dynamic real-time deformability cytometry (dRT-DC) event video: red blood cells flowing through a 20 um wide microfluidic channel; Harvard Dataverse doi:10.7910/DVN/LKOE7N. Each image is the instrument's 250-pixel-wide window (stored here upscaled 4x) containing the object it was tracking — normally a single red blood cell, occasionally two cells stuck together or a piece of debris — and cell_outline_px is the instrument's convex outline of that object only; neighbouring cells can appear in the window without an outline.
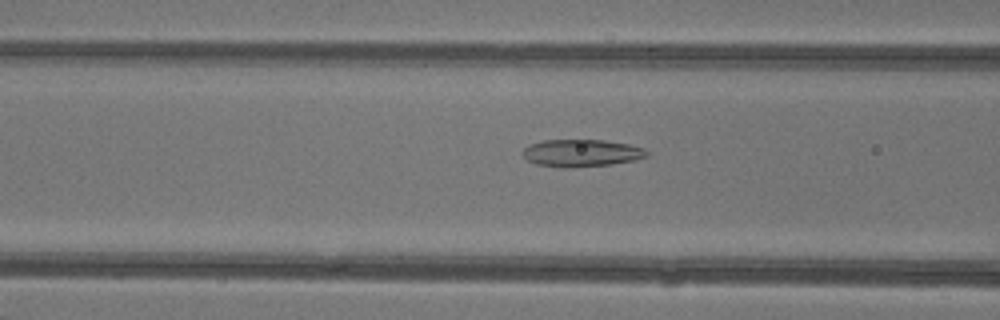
{"species": "common noctule bat (a hibernating species)", "species_latin": "Nyctalus noctula", "temperature_condition": "warm", "stored_images_in_passage": 48, "camera_frame_rate_fps": 3000, "um_per_image_px": 0.085, "animal": {"sex": "female"}, "frame": {"image": 1, "passage_image": 20, "time_ms": 6.333, "image_size_px": [1000, 320], "cell_outline_px": [[648, 156], [636, 160], [612, 164], [568, 168], [560, 168], [536, 164], [528, 160], [520, 152], [528, 144], [544, 140], [604, 140], [628, 144], [644, 148], [648, 152]], "centroid_in_image_um": [49.4, 13.01], "position_along_channel_um": 117.2, "area_um2": 19.94}}
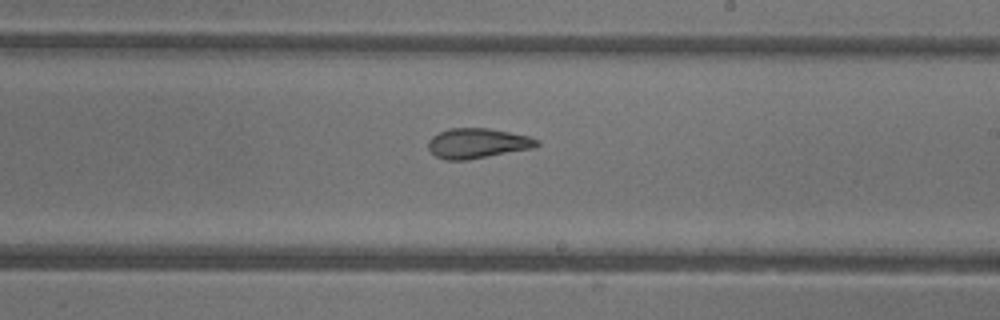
{"frame": {"image": 2, "passage_image": 29, "time_ms": 9.333, "image_size_px": [1000, 320], "cell_outline_px": [[540, 144], [532, 148], [468, 160], [444, 160], [436, 156], [428, 148], [428, 140], [432, 136], [448, 128], [488, 128], [528, 136], [540, 140]], "centroid_in_image_um": [40.56, 12.18], "position_along_channel_um": 248.4, "area_um2": 18.96}}
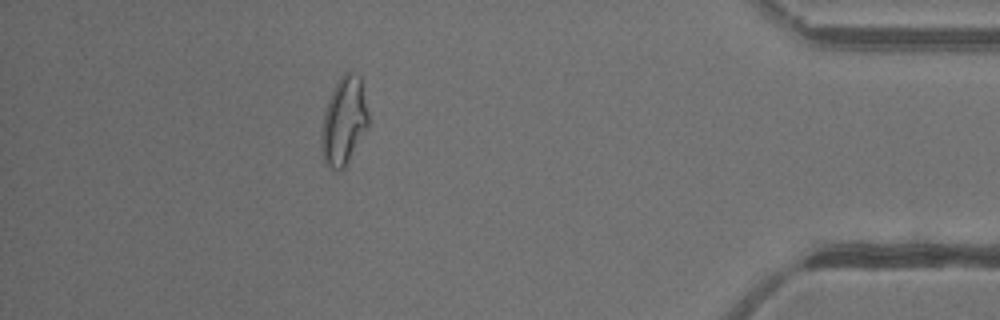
{"frame": {"image": 3, "passage_image": 43, "time_ms": 14.0, "image_size_px": [1000, 320], "cell_outline_px": [[368, 124], [344, 168], [336, 172], [328, 168], [324, 164], [320, 140], [320, 136], [324, 112], [332, 88], [340, 76], [344, 72], [352, 72], [360, 76], [368, 112]], "centroid_in_image_um": [29.19, 10.29], "position_along_channel_um": 406.0, "area_um2": 24.04}, "authors_computed_cell_mechanics": {"area_um2": 22.8888, "velocity_mm_per_s": 4.3696, "shape_relaxation_time_tau1_ms": null, "shape_relaxation_time_tau2_ms": 1.7807, "deformation_change_tau1": null, "deformation_change_tau2": 0.0996}}